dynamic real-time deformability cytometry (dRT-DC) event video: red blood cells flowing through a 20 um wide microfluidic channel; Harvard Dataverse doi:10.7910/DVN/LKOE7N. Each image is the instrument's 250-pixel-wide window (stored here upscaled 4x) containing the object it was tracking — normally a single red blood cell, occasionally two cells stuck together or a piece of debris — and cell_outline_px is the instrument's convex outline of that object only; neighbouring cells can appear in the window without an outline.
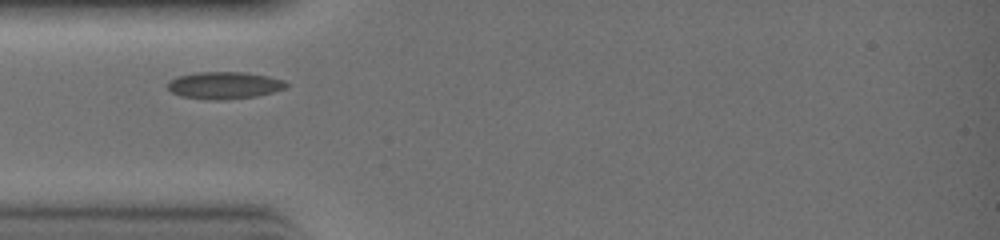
{"species": "common noctule bat (a hibernating species)", "species_latin": "Nyctalus noctula", "temperature_condition": "warm", "stored_images_in_passage": 19, "camera_frame_rate_fps": 3000, "um_per_image_px": 0.085, "animal": {"sex": "female", "body_mass_g": 19.0, "forearm_length_mm": 51.5}, "frame": {"image": 1, "passage_image": 1, "time_ms": 0.0, "image_size_px": [1000, 240], "cell_outline_px": [[288, 88], [256, 96], [220, 100], [208, 100], [180, 96], [172, 92], [168, 88], [168, 80], [176, 76], [196, 72], [244, 72], [268, 76], [284, 80], [288, 84]], "centroid_in_image_um": [19.05, 7.25], "position_along_channel_um": 65.9, "area_um2": 18.9}}
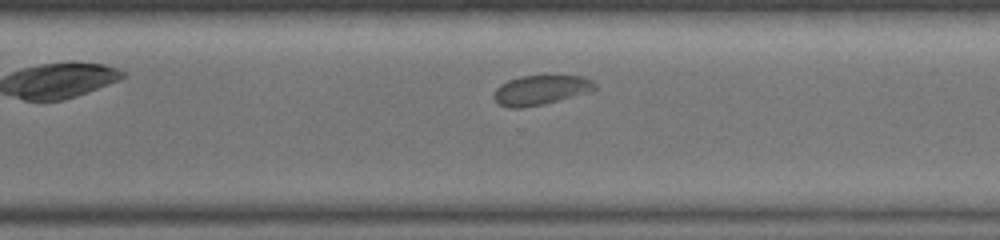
{"frame": {"image": 2, "passage_image": 14, "time_ms": 4.333, "image_size_px": [1000, 240], "cell_outline_px": [[600, 88], [592, 92], [544, 104], [524, 108], [508, 108], [500, 104], [492, 96], [492, 92], [500, 84], [508, 80], [520, 76], [584, 76], [592, 80]], "centroid_in_image_um": [45.99, 7.66], "position_along_channel_um": 324.6, "area_um2": 17.8}}
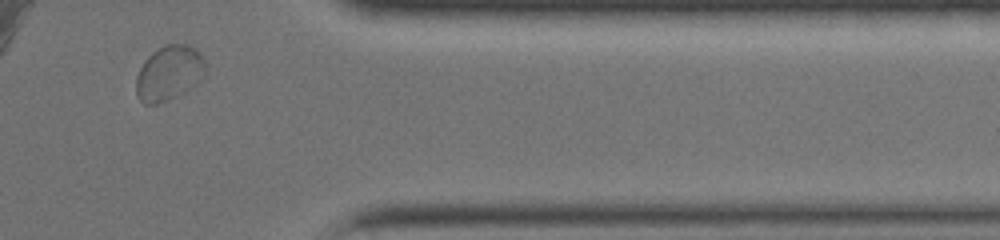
{"frame": {"image": 3, "passage_image": 18, "time_ms": 5.667, "image_size_px": [1000, 240], "cell_outline_px": [[208, 72], [196, 84], [184, 92], [176, 96], [156, 104], [144, 104], [136, 96], [136, 76], [144, 60], [152, 52], [168, 44], [188, 44], [196, 48], [200, 52], [204, 60]], "centroid_in_image_um": [14.39, 6.2], "position_along_channel_um": 397.0, "area_um2": 22.37}}